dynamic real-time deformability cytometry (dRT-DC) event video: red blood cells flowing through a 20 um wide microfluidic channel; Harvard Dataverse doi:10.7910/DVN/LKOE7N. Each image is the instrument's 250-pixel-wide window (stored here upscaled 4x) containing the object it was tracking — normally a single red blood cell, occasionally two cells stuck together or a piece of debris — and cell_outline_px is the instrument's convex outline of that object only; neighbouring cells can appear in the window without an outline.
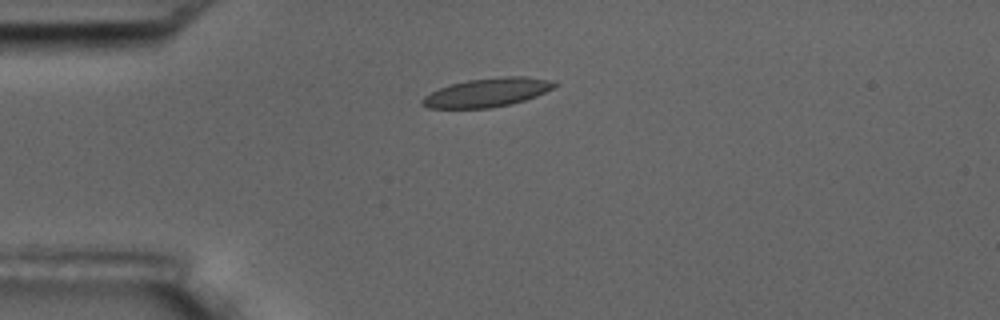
{"species": "common noctule bat (a hibernating species)", "species_latin": "Nyctalus noctula", "temperature_condition": "room temperature", "stored_images_in_passage": 7, "camera_frame_rate_fps": 3000, "um_per_image_px": 0.085, "animal": {"sex": "male", "body_mass_g": 17.5, "forearm_length_mm": 52.3}, "frame": {"image": 1, "passage_image": 1, "time_ms": 0.0, "image_size_px": [1000, 320], "cell_outline_px": [[560, 84], [536, 96], [512, 104], [488, 108], [428, 108], [420, 104], [420, 100], [424, 96], [440, 88], [452, 84], [468, 80], [504, 76], [524, 76], [556, 80]], "centroid_in_image_um": [41.45, 7.85], "position_along_channel_um": 43.6, "area_um2": 22.2}}
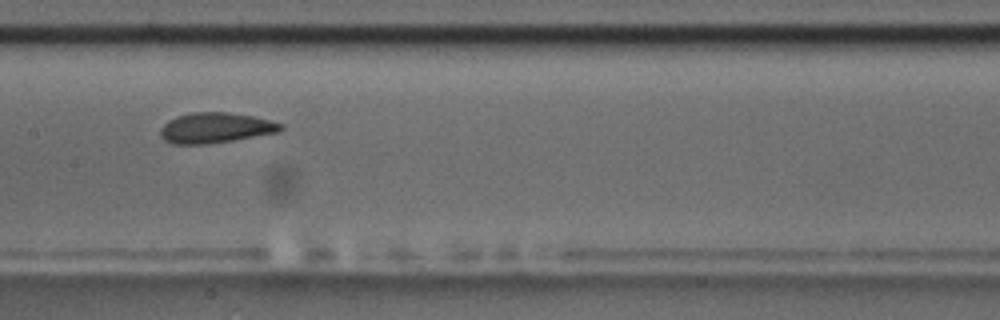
{"frame": {"image": 2, "passage_image": 5, "time_ms": 4.667, "image_size_px": [1000, 320], "cell_outline_px": [[284, 128], [280, 132], [208, 144], [172, 144], [164, 140], [160, 136], [160, 128], [168, 120], [176, 116], [192, 112], [228, 112], [256, 116], [284, 124]], "centroid_in_image_um": [18.33, 10.86], "position_along_channel_um": 189.1, "area_um2": 21.56}}
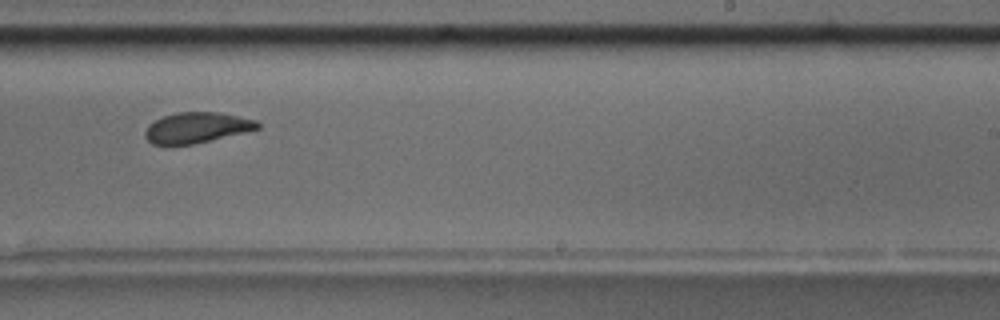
{"frame": {"image": 3, "passage_image": 7, "time_ms": 7.0, "image_size_px": [1000, 320], "cell_outline_px": [[260, 128], [244, 132], [192, 144], [152, 144], [144, 136], [144, 132], [148, 124], [164, 116], [176, 112], [220, 112], [256, 120], [260, 124]], "centroid_in_image_um": [16.7, 10.83], "position_along_channel_um": 272.3, "area_um2": 19.83}}